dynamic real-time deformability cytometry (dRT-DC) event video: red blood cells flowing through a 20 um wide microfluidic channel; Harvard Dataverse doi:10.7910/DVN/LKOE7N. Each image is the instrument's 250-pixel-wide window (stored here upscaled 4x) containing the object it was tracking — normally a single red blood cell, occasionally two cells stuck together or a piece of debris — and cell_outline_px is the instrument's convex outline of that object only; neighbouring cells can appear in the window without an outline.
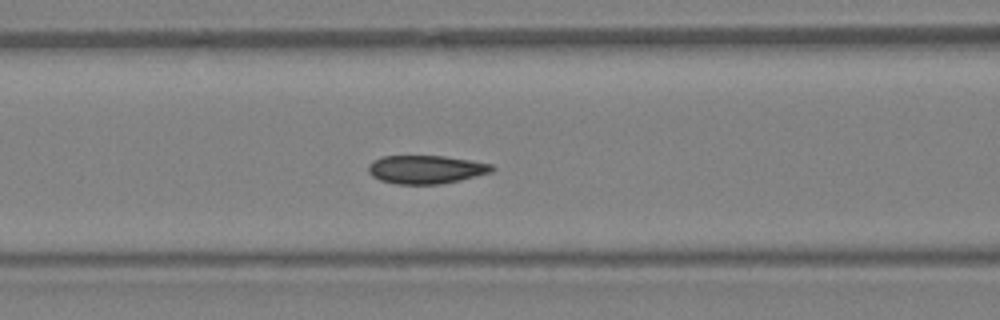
{"species": "Egyptian fruit bat (a non-hibernating species)", "species_latin": "Rousettus aegyptiacus", "temperature_condition": "warm", "stored_images_in_passage": 35, "camera_frame_rate_fps": 3000, "um_per_image_px": 0.085, "animal": {"sex": "female"}, "frame": {"image": 1, "passage_image": 9, "time_ms": 2.667, "image_size_px": [1000, 320], "cell_outline_px": [[496, 168], [492, 172], [460, 180], [440, 184], [396, 184], [380, 180], [372, 176], [368, 172], [368, 164], [372, 160], [384, 156], [444, 156], [492, 164]], "centroid_in_image_um": [36.19, 14.4], "position_along_channel_um": 130.4, "area_um2": 20.46}}
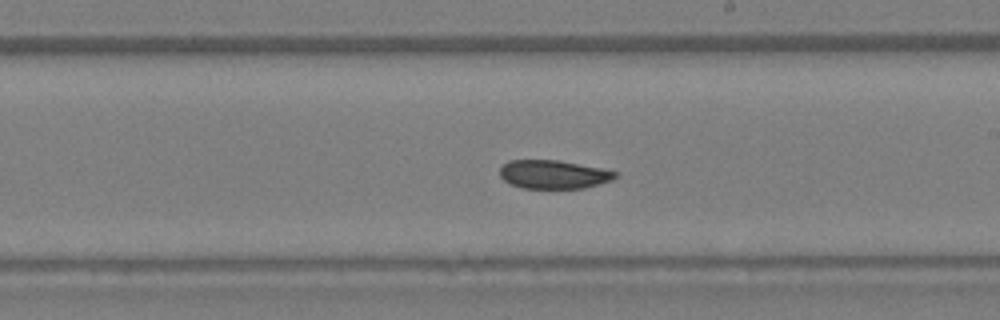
{"frame": {"image": 2, "passage_image": 16, "time_ms": 5.0, "image_size_px": [1000, 320], "cell_outline_px": [[620, 176], [612, 180], [584, 188], [520, 188], [504, 180], [500, 176], [500, 168], [508, 160], [560, 160], [604, 168], [620, 172]], "centroid_in_image_um": [47.11, 14.81], "position_along_channel_um": 241.9, "area_um2": 19.48}}
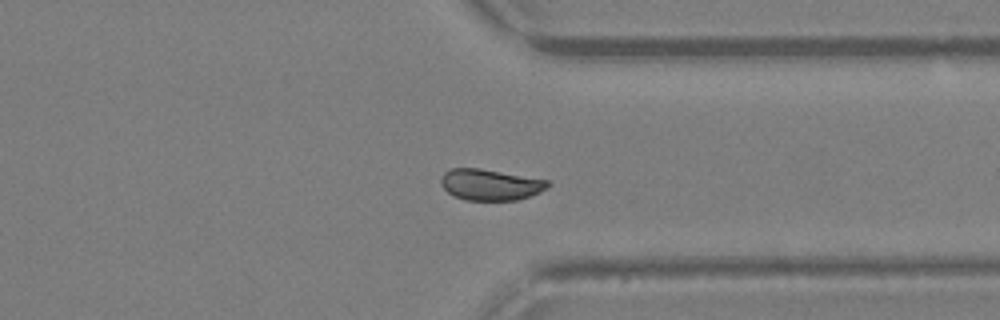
{"frame": {"image": 3, "passage_image": 24, "time_ms": 7.667, "image_size_px": [1000, 320], "cell_outline_px": [[552, 184], [540, 192], [532, 196], [516, 200], [464, 200], [452, 196], [440, 184], [440, 176], [444, 172], [452, 168], [480, 168], [552, 180]], "centroid_in_image_um": [41.7, 15.69], "position_along_channel_um": 369.7, "area_um2": 19.83}, "authors_computed_cell_mechanics": {"area_um2": 20.4612, "velocity_mm_per_s": 4.8069, "shape_relaxation_time_tau1_ms": 3.1665, "shape_relaxation_time_tau2_ms": null, "deformation_change_tau1": 0.0688, "deformation_change_tau2": null}}